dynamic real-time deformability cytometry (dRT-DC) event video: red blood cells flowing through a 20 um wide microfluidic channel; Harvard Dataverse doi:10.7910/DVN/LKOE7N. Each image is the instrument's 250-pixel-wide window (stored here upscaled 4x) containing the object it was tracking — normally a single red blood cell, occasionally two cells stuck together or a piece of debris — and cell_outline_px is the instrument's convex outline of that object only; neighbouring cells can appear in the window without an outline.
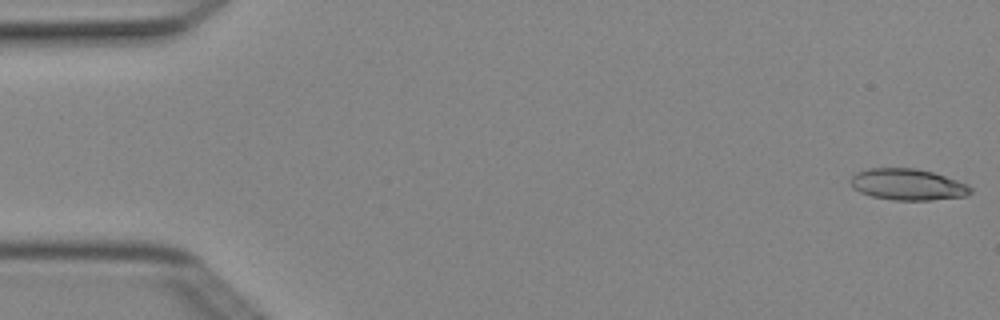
{"species": "Egyptian fruit bat (a non-hibernating species)", "species_latin": "Rousettus aegyptiacus", "temperature_condition": "cold", "stored_images_in_passage": 4, "camera_frame_rate_fps": 3000, "um_per_image_px": 0.085, "animal": {"sex": "female"}, "frame": {"image": 1, "passage_image": 1, "time_ms": 0.0, "image_size_px": [1000, 320], "cell_outline_px": [[972, 192], [964, 196], [932, 200], [892, 200], [872, 196], [860, 192], [852, 188], [848, 180], [856, 172], [868, 168], [916, 168], [932, 172], [968, 184], [972, 188]], "centroid_in_image_um": [77.11, 15.68], "position_along_channel_um": 7.9, "area_um2": 22.02}}
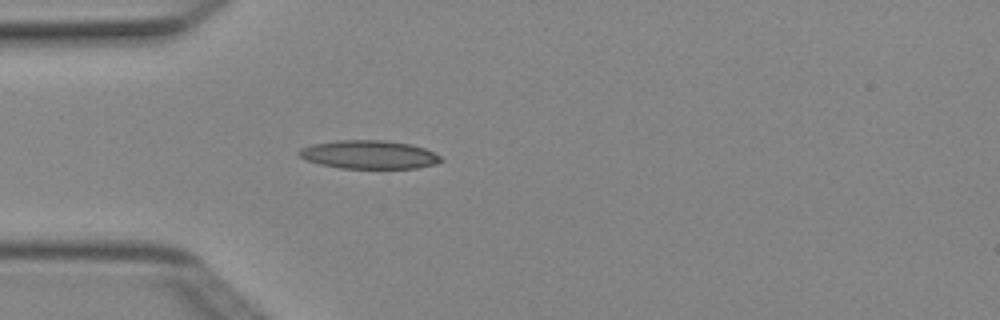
{"frame": {"image": 2, "passage_image": 4, "time_ms": 1.0, "image_size_px": [1000, 320], "cell_outline_px": [[444, 160], [436, 164], [416, 168], [340, 168], [320, 164], [304, 160], [296, 152], [300, 148], [312, 144], [336, 140], [384, 140], [412, 144], [424, 148], [440, 156]], "centroid_in_image_um": [31.34, 13.14], "position_along_channel_um": 53.7, "area_um2": 23.64}}